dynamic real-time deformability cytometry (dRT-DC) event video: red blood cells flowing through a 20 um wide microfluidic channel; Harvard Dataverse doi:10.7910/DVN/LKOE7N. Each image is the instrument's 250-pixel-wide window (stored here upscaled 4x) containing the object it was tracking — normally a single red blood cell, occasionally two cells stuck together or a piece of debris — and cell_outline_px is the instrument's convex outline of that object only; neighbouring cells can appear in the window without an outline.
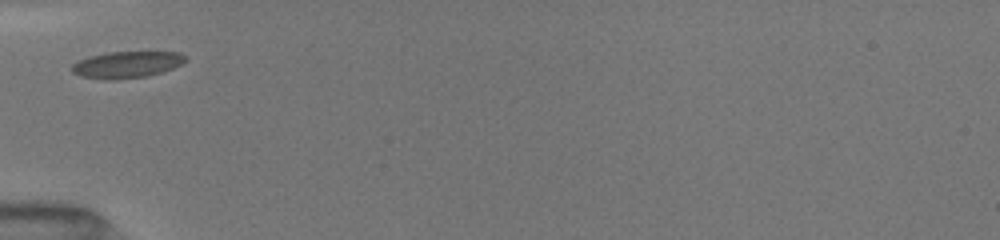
{"species": "common noctule bat (a hibernating species)", "species_latin": "Nyctalus noctula", "temperature_condition": "room temperature", "stored_images_in_passage": 9, "camera_frame_rate_fps": 3000, "um_per_image_px": 0.085, "animal": {"sex": "female", "body_mass_g": 19.5, "forearm_length_mm": 54.1}, "frame": {"image": 1, "passage_image": 1, "time_ms": 0.0, "image_size_px": [1000, 240], "cell_outline_px": [[188, 60], [172, 68], [148, 76], [116, 80], [108, 80], [80, 76], [72, 72], [68, 68], [72, 64], [80, 60], [92, 56], [108, 52], [180, 52], [188, 56]], "centroid_in_image_um": [10.77, 5.5], "position_along_channel_um": 74.2, "area_um2": 17.69}}
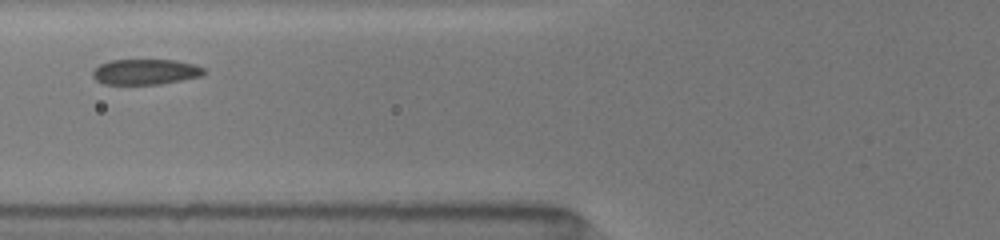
{"frame": {"image": 2, "passage_image": 8, "time_ms": 1.0, "image_size_px": [1000, 240], "cell_outline_px": [[208, 72], [200, 76], [160, 84], [104, 84], [96, 80], [92, 76], [92, 72], [100, 64], [112, 60], [176, 60], [196, 64], [204, 68]], "centroid_in_image_um": [12.39, 6.1], "position_along_channel_um": 113.4, "area_um2": 16.53}}